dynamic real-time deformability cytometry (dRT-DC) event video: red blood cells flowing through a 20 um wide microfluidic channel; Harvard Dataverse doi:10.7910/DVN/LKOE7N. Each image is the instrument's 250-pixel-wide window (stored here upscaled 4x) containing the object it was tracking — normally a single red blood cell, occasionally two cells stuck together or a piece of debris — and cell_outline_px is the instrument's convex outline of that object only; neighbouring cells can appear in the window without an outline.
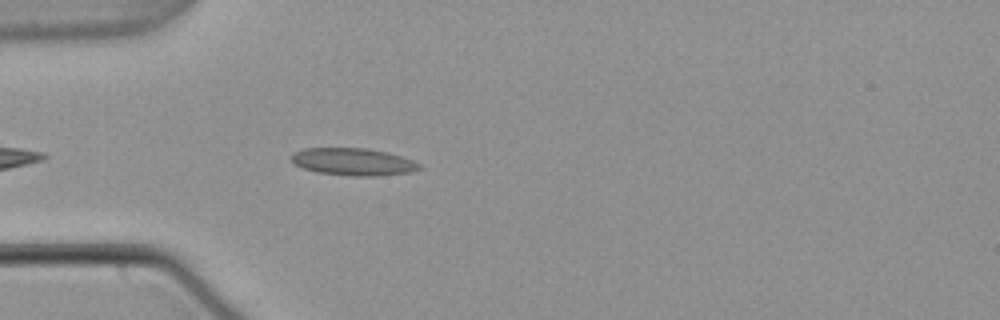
{"species": "common noctule bat (a hibernating species)", "species_latin": "Nyctalus noctula", "temperature_condition": "warm", "stored_images_in_passage": 37, "camera_frame_rate_fps": 3000, "um_per_image_px": 0.085, "animal": {"sex": "male", "body_mass_g": 21.5, "forearm_length_mm": 52.0}, "frame": {"image": 1, "passage_image": 4, "time_ms": 1.0, "image_size_px": [1000, 320], "cell_outline_px": [[424, 168], [412, 172], [376, 176], [352, 176], [320, 172], [304, 168], [296, 164], [292, 160], [292, 156], [296, 152], [304, 148], [368, 148], [388, 152], [412, 160], [420, 164]], "centroid_in_image_um": [30.1, 13.75], "position_along_channel_um": 54.9, "area_um2": 20.23}}
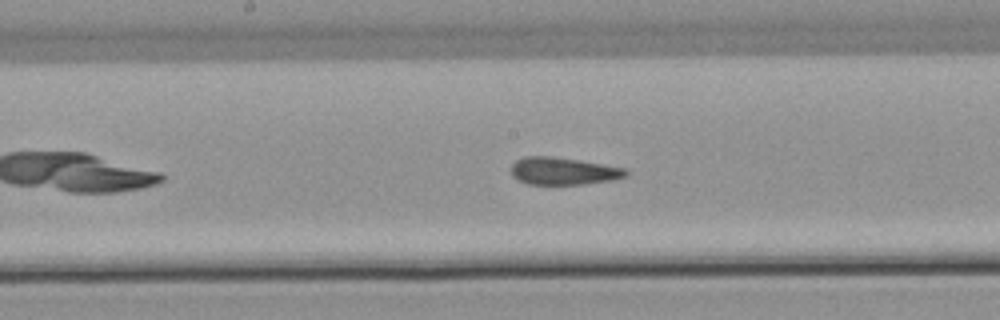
{"frame": {"image": 2, "passage_image": 16, "time_ms": 5.0, "image_size_px": [1000, 320], "cell_outline_px": [[628, 176], [612, 180], [584, 184], [528, 184], [512, 176], [512, 164], [516, 160], [524, 156], [552, 156], [624, 168], [628, 172]], "centroid_in_image_um": [47.86, 14.54], "position_along_channel_um": 200.3, "area_um2": 18.09}}
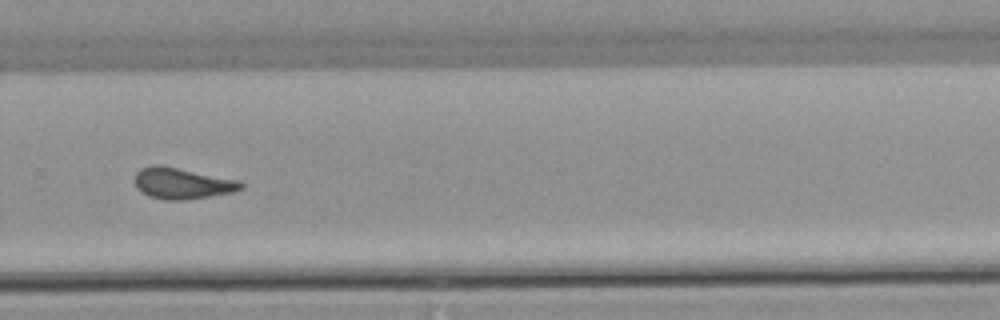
{"frame": {"image": 3, "passage_image": 25, "time_ms": 8.0, "image_size_px": [1000, 320], "cell_outline_px": [[244, 188], [232, 192], [184, 200], [164, 200], [148, 196], [136, 188], [136, 172], [140, 168], [156, 164], [160, 164], [240, 180], [244, 184]], "centroid_in_image_um": [15.49, 15.57], "position_along_channel_um": 314.3, "area_um2": 19.36}, "authors_computed_cell_mechanics": {"area_um2": 18.9006, "velocity_mm_per_s": 3.8055, "shape_relaxation_time_tau1_ms": null, "shape_relaxation_time_tau2_ms": 1.9571, "deformation_change_tau1": null, "deformation_change_tau2": 0.0792}}